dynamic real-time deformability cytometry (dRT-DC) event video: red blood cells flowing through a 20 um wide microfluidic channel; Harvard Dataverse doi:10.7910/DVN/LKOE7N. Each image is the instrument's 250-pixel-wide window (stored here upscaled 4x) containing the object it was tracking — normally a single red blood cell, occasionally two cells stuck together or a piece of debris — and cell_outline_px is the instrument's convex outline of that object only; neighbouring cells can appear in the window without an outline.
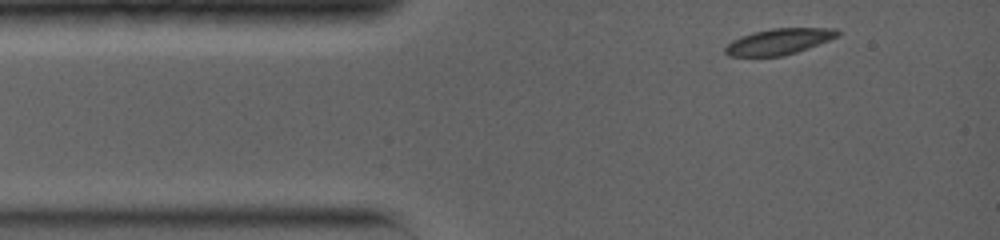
{"species": "common noctule bat (a hibernating species)", "species_latin": "Nyctalus noctula", "temperature_condition": "warm", "stored_images_in_passage": 4, "camera_frame_rate_fps": 5000, "um_per_image_px": 0.085, "animal": {"sex": "female", "body_mass_g": 19.0, "forearm_length_mm": 56.7}, "frame": {"image": 1, "passage_image": 1, "time_ms": 0.0, "image_size_px": [1000, 240], "cell_outline_px": [[840, 36], [808, 48], [784, 56], [728, 56], [724, 52], [724, 48], [732, 40], [740, 36], [752, 32], [772, 28], [836, 28], [840, 32]], "centroid_in_image_um": [66.21, 3.52], "position_along_channel_um": 18.8, "area_um2": 17.11}}
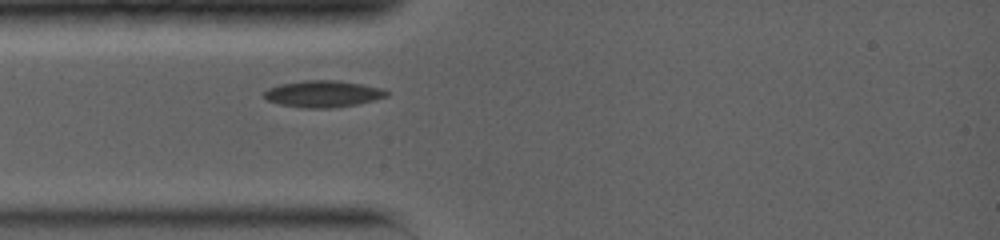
{"frame": {"image": 2, "passage_image": 3, "time_ms": 2.0, "image_size_px": [1000, 240], "cell_outline_px": [[388, 96], [356, 104], [332, 108], [304, 108], [280, 104], [268, 100], [264, 96], [264, 92], [268, 88], [280, 84], [304, 80], [336, 80], [360, 84], [380, 88], [388, 92]], "centroid_in_image_um": [27.42, 7.98], "position_along_channel_um": 57.6, "area_um2": 18.79}}
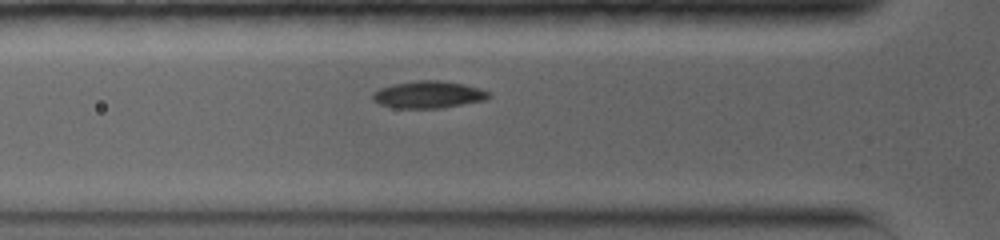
{"frame": {"image": 3, "passage_image": 4, "time_ms": 2.8, "image_size_px": [1000, 240], "cell_outline_px": [[492, 96], [484, 100], [440, 108], [396, 108], [380, 104], [372, 100], [372, 92], [380, 88], [392, 84], [416, 80], [440, 80], [464, 84], [488, 92]], "centroid_in_image_um": [36.36, 8.03], "position_along_channel_um": 89.4, "area_um2": 18.26}}